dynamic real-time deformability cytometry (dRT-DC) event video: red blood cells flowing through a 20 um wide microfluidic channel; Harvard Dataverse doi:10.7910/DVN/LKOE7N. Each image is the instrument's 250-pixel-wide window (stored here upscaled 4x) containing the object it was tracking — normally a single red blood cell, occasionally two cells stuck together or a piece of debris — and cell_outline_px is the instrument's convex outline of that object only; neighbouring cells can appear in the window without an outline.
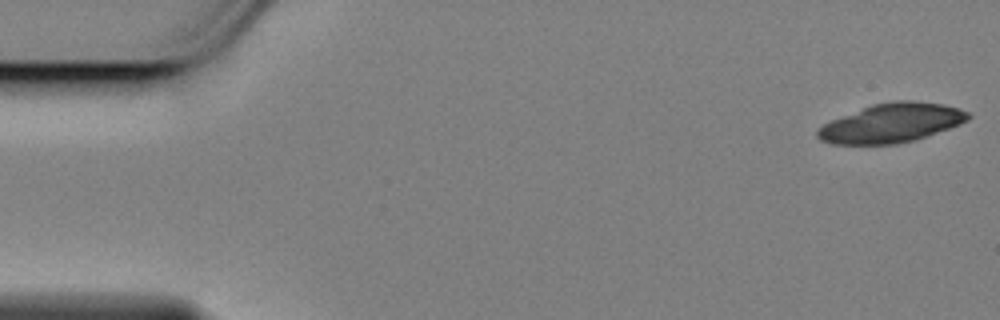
{"species": "Egyptian fruit bat (a non-hibernating species)", "species_latin": "Rousettus aegyptiacus", "temperature_condition": "cold", "stored_images_in_passage": 25, "camera_frame_rate_fps": 3000, "um_per_image_px": 0.085, "animal": {"sex": "female"}, "frame": {"image": 1, "passage_image": 1, "time_ms": 0.0, "image_size_px": [1000, 320], "cell_outline_px": [[972, 116], [968, 120], [960, 124], [912, 140], [896, 144], [832, 144], [820, 140], [816, 136], [816, 132], [824, 124], [832, 120], [872, 104], [896, 100], [916, 100], [944, 104], [960, 108], [968, 112]], "centroid_in_image_um": [75.79, 10.44], "position_along_channel_um": 9.2, "area_um2": 34.04}}
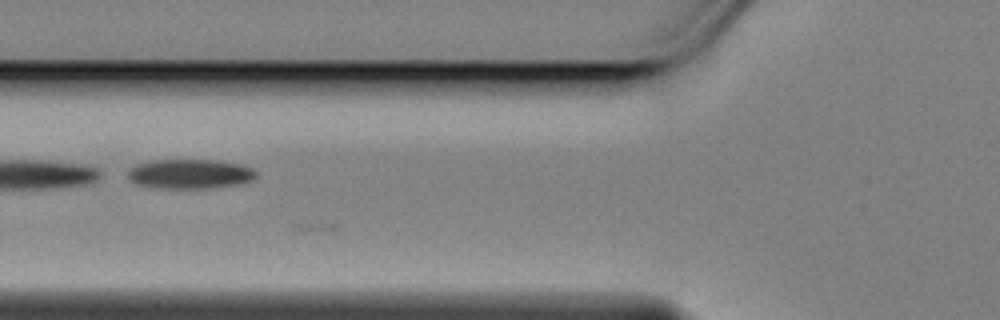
{"frame": {"image": 2, "passage_image": 21, "time_ms": 6.667, "image_size_px": [1000, 320], "cell_outline_px": [[256, 176], [252, 180], [240, 184], [208, 188], [156, 188], [136, 184], [128, 176], [128, 172], [136, 164], [152, 160], [216, 160], [244, 164], [252, 168], [256, 172]], "centroid_in_image_um": [16.18, 14.78], "position_along_channel_um": 109.6, "area_um2": 22.14}}